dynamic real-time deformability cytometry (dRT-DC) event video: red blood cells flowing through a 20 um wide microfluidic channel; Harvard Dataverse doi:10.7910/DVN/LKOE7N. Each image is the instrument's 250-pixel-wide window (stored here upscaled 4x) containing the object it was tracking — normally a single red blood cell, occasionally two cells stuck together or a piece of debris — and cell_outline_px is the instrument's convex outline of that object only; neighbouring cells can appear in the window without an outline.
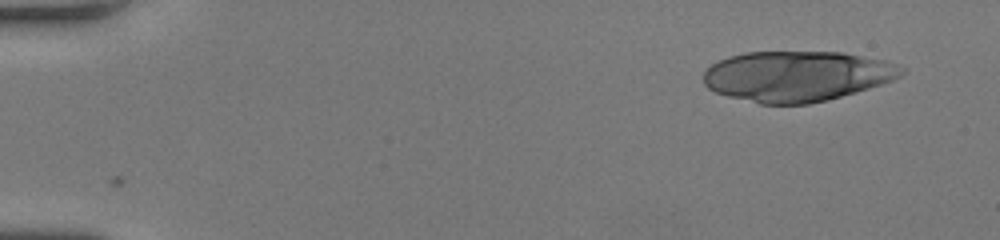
{"species": "human", "species_latin": "Homo sapiens", "temperature_condition": "room temperature", "stored_images_in_passage": 14, "camera_frame_rate_fps": 3000, "um_per_image_px": 0.085, "donor": {"sex": "female"}, "frame": {"image": 1, "passage_image": 4, "time_ms": 1.0, "image_size_px": [1000, 240], "cell_outline_px": [[904, 72], [900, 76], [892, 80], [856, 92], [828, 100], [808, 104], [760, 104], [728, 96], [716, 92], [708, 88], [704, 84], [704, 72], [712, 64], [728, 56], [744, 52], [844, 52], [888, 60], [904, 68]], "centroid_in_image_um": [67.75, 6.46], "position_along_channel_um": 17.3, "area_um2": 58.32}}